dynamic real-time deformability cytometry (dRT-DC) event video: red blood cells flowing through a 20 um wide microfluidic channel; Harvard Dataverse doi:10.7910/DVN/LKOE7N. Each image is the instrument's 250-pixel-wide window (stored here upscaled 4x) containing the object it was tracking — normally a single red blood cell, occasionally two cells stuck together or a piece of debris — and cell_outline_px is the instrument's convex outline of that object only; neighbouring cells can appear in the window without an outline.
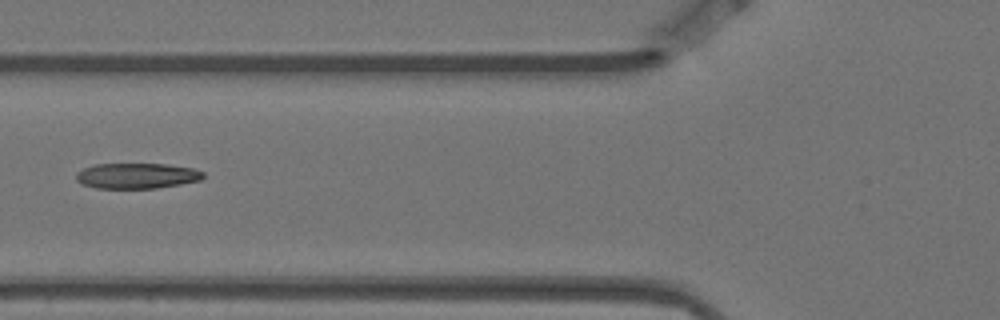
{"species": "Egyptian fruit bat (a non-hibernating species)", "species_latin": "Rousettus aegyptiacus", "temperature_condition": "warm", "stored_images_in_passage": 9, "camera_frame_rate_fps": 3000, "um_per_image_px": 0.085, "animal": {"sex": "female"}, "frame": {"image": 1, "passage_image": 6, "time_ms": 1.667, "image_size_px": [1000, 320], "cell_outline_px": [[204, 176], [200, 180], [180, 184], [156, 188], [96, 188], [80, 184], [76, 180], [76, 172], [84, 168], [96, 164], [168, 164], [192, 168], [204, 172]], "centroid_in_image_um": [11.6, 14.94], "position_along_channel_um": 114.2, "area_um2": 18.9}}
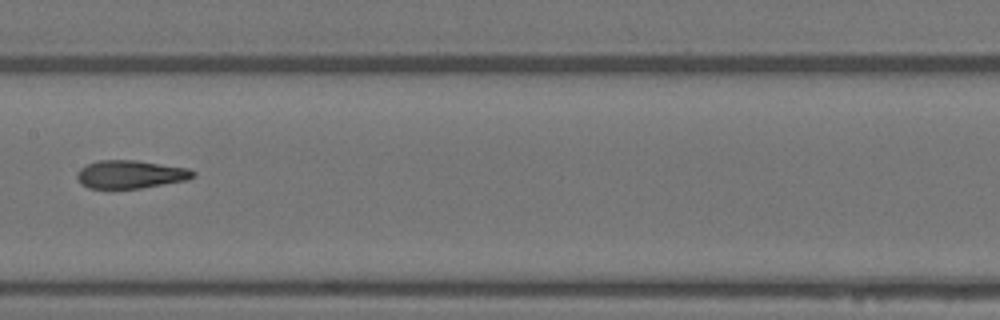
{"frame": {"image": 2, "passage_image": 8, "time_ms": 2.333, "image_size_px": [1000, 320], "cell_outline_px": [[196, 176], [188, 180], [140, 188], [88, 188], [80, 184], [76, 176], [76, 172], [80, 168], [88, 164], [100, 160], [136, 160], [188, 168], [196, 172]], "centroid_in_image_um": [11.09, 14.82], "position_along_channel_um": 196.3, "area_um2": 19.07}}
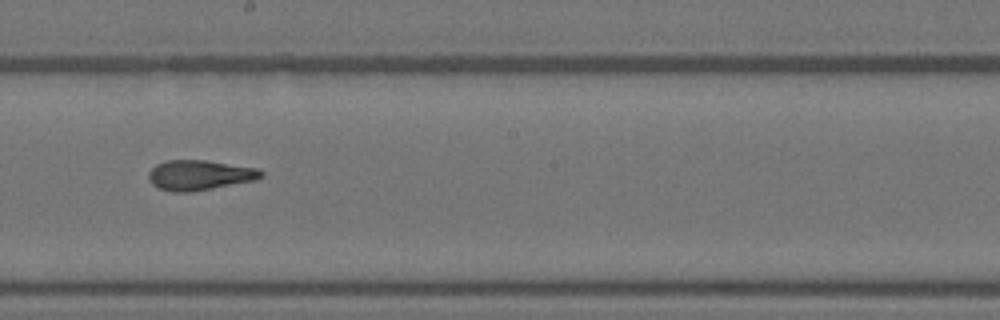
{"frame": {"image": 3, "passage_image": 9, "time_ms": 2.667, "image_size_px": [1000, 320], "cell_outline_px": [[264, 176], [256, 180], [192, 192], [172, 192], [160, 188], [152, 184], [148, 180], [148, 172], [156, 164], [164, 160], [204, 160], [256, 168], [264, 172]], "centroid_in_image_um": [16.94, 14.89], "position_along_channel_um": 231.3, "area_um2": 19.77}}